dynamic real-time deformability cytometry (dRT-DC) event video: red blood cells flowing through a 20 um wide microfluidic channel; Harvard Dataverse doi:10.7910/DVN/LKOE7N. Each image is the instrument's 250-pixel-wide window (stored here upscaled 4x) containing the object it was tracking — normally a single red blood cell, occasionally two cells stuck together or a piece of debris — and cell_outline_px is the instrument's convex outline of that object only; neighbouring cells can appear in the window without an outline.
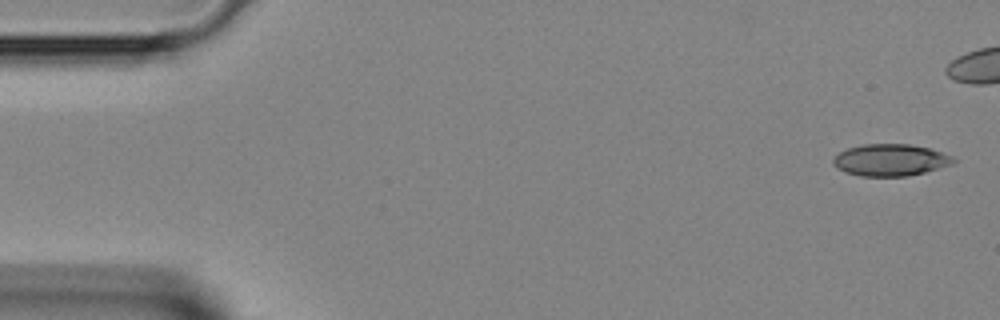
{"species": "Egyptian fruit bat (a non-hibernating species)", "species_latin": "Rousettus aegyptiacus", "temperature_condition": "room temperature", "stored_images_in_passage": 34, "camera_frame_rate_fps": 3000, "um_per_image_px": 0.085, "animal": {"sex": "female"}, "frame": {"image": 1, "passage_image": 1, "time_ms": 0.0, "image_size_px": [1000, 320], "cell_outline_px": [[956, 160], [952, 164], [924, 172], [908, 176], [860, 176], [844, 172], [836, 168], [832, 164], [832, 160], [840, 152], [848, 148], [864, 144], [908, 144], [928, 148], [952, 156]], "centroid_in_image_um": [75.65, 13.61], "position_along_channel_um": 9.4, "area_um2": 22.2}}
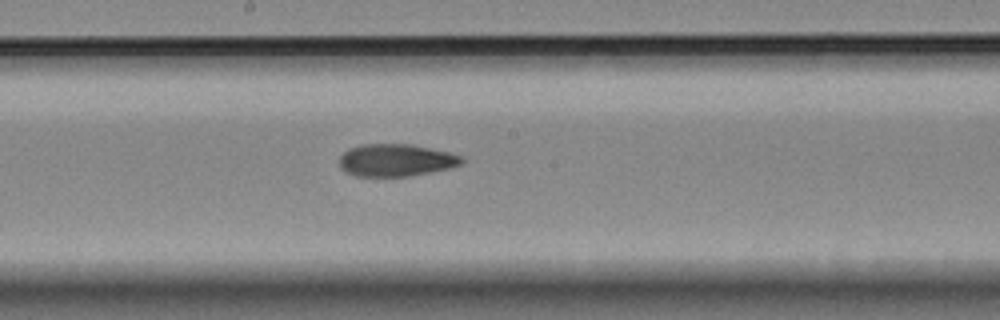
{"frame": {"image": 2, "passage_image": 22, "time_ms": 7.0, "image_size_px": [1000, 320], "cell_outline_px": [[464, 164], [448, 168], [412, 176], [356, 176], [344, 172], [340, 168], [340, 156], [348, 148], [360, 144], [412, 144], [448, 152], [464, 156]], "centroid_in_image_um": [33.65, 13.61], "position_along_channel_um": 214.5, "area_um2": 23.29}}
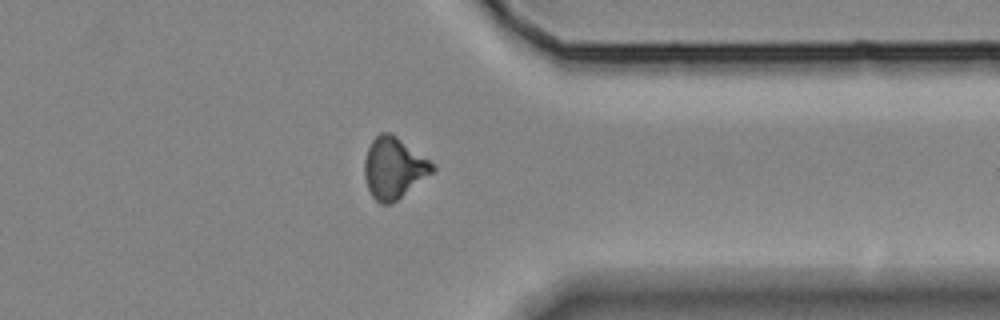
{"frame": {"image": 3, "passage_image": 33, "time_ms": 10.667, "image_size_px": [1000, 320], "cell_outline_px": [[436, 168], [432, 172], [396, 200], [388, 204], [380, 204], [372, 196], [368, 188], [364, 176], [364, 160], [368, 148], [372, 140], [380, 132], [388, 132], [396, 136], [436, 164]], "centroid_in_image_um": [33.46, 14.26], "position_along_channel_um": 377.9, "area_um2": 23.93}}